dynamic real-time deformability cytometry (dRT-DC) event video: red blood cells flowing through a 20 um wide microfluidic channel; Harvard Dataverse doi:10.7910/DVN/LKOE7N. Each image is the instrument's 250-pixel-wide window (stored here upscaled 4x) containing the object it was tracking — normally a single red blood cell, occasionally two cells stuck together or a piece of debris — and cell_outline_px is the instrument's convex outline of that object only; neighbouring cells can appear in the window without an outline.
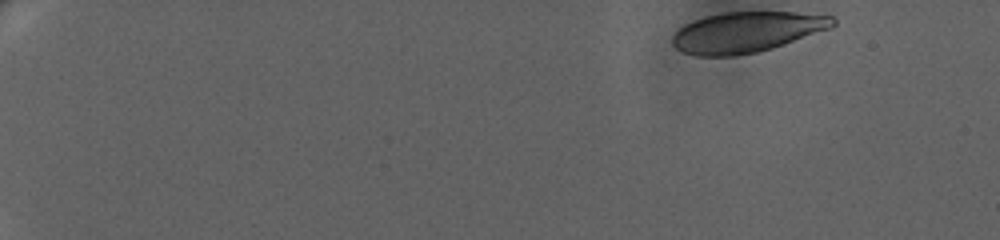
{"species": "human", "species_latin": "Homo sapiens", "temperature_condition": "warm", "stored_images_in_passage": 60, "camera_frame_rate_fps": 3000, "um_per_image_px": 0.085, "donor": {"sex": "female"}, "frame": {"image": 1, "passage_image": 1, "time_ms": 0.0, "image_size_px": [1000, 240], "cell_outline_px": [[836, 24], [832, 28], [772, 48], [756, 52], [732, 56], [696, 56], [684, 52], [676, 48], [672, 44], [672, 36], [684, 24], [692, 20], [704, 16], [724, 12], [796, 12], [832, 16], [836, 20]], "centroid_in_image_um": [63.46, 2.72], "position_along_channel_um": 21.5, "area_um2": 37.97}}
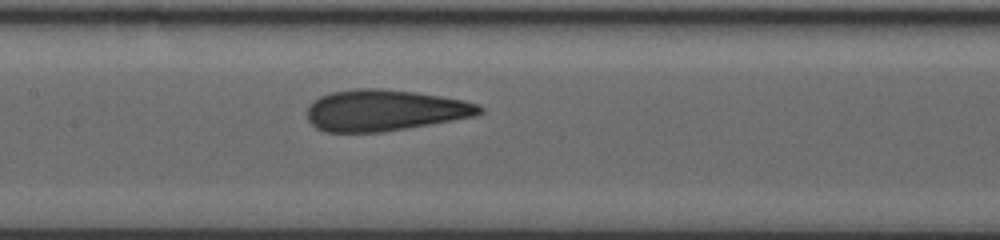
{"frame": {"image": 2, "passage_image": 31, "time_ms": 10.0, "image_size_px": [1000, 240], "cell_outline_px": [[484, 112], [476, 116], [380, 132], [328, 132], [316, 128], [308, 120], [308, 104], [312, 100], [320, 96], [332, 92], [352, 88], [380, 88], [416, 92], [464, 100], [476, 104], [484, 108]], "centroid_in_image_um": [32.67, 9.36], "position_along_channel_um": 174.7, "area_um2": 41.38}}
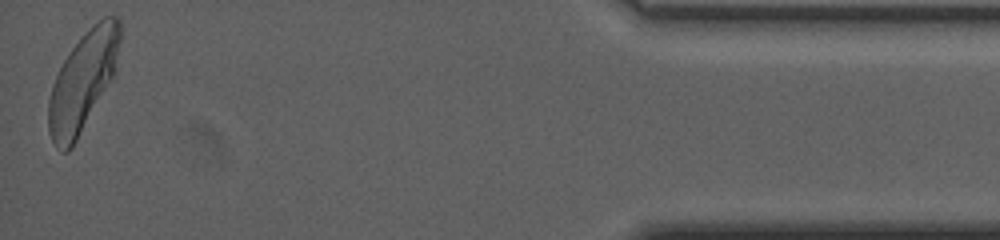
{"frame": {"image": 3, "passage_image": 60, "time_ms": 19.667, "image_size_px": [1000, 240], "cell_outline_px": [[120, 40], [116, 68], [112, 76], [72, 148], [68, 152], [60, 152], [56, 148], [48, 132], [48, 100], [52, 84], [64, 60], [72, 48], [104, 16], [120, 16]], "centroid_in_image_um": [7.02, 6.96], "position_along_channel_um": 428.2, "area_um2": 40.29}, "authors_computed_cell_mechanics": {"area_um2": 40.6623, "velocity_mm_per_s": 3.2521, "shape_relaxation_time_tau1_ms": 10.5486, "shape_relaxation_time_tau2_ms": null, "deformation_change_tau1": 0.2438, "deformation_change_tau2": null}}